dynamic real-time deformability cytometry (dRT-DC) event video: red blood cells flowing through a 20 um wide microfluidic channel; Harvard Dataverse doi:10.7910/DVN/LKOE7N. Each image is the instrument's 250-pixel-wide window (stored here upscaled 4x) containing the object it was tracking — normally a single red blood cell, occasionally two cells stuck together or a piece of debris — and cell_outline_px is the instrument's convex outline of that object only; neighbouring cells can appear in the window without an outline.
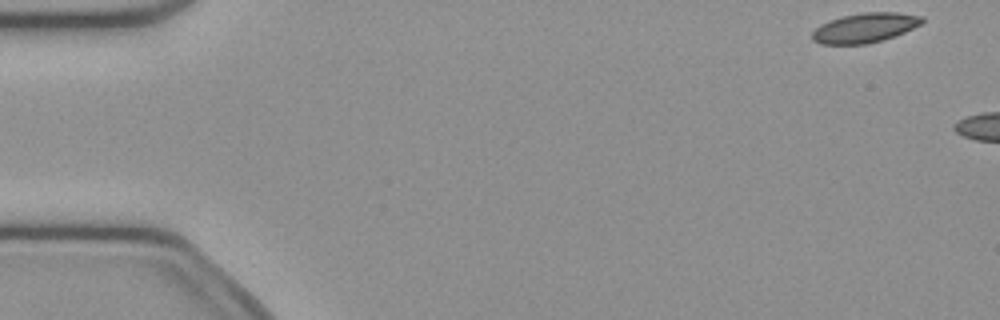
{"species": "common noctule bat (a hibernating species)", "species_latin": "Nyctalus noctula", "temperature_condition": "cold", "stored_images_in_passage": 11, "camera_frame_rate_fps": 3000, "um_per_image_px": 0.085, "animal": {"sex": "female", "body_mass_g": 21.9}, "frame": {"image": 1, "passage_image": 1, "time_ms": 0.0, "image_size_px": [1000, 320], "cell_outline_px": [[924, 24], [896, 36], [884, 40], [868, 44], [820, 44], [812, 40], [812, 32], [820, 24], [844, 16], [864, 12], [900, 12], [924, 16]], "centroid_in_image_um": [73.59, 2.37], "position_along_channel_um": 11.4, "area_um2": 19.25}}